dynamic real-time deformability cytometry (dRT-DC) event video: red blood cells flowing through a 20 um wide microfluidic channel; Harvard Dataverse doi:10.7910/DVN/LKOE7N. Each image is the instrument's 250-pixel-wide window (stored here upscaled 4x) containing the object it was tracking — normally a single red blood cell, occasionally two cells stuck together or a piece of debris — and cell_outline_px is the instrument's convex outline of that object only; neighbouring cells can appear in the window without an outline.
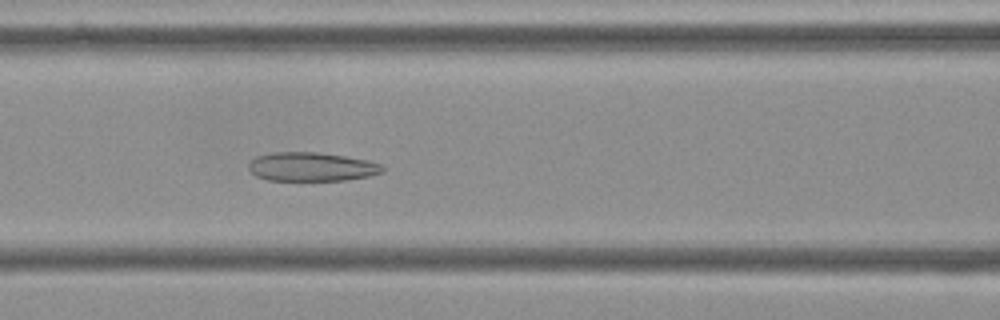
{"species": "Egyptian fruit bat (a non-hibernating species)", "species_latin": "Rousettus aegyptiacus", "temperature_condition": "cold", "stored_images_in_passage": 55, "camera_frame_rate_fps": 3000, "um_per_image_px": 0.085, "frame": {"image": 1, "passage_image": 23, "time_ms": 7.333, "image_size_px": [1000, 320], "cell_outline_px": [[384, 172], [368, 176], [344, 180], [268, 180], [256, 176], [248, 168], [248, 164], [256, 156], [272, 152], [316, 152], [344, 156], [368, 160], [380, 164], [384, 168]], "centroid_in_image_um": [26.47, 14.17], "position_along_channel_um": 140.1, "area_um2": 22.43}}
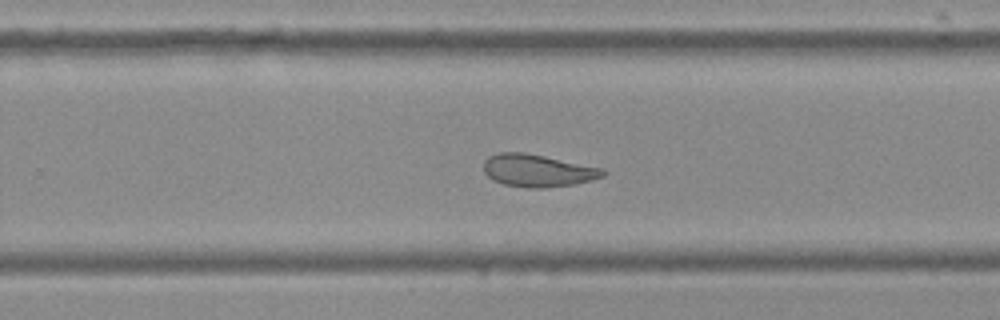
{"frame": {"image": 2, "passage_image": 35, "time_ms": 11.333, "image_size_px": [1000, 320], "cell_outline_px": [[604, 176], [592, 180], [576, 184], [544, 188], [528, 188], [504, 184], [492, 180], [484, 172], [484, 160], [488, 156], [500, 152], [524, 152], [604, 168]], "centroid_in_image_um": [45.69, 14.5], "position_along_channel_um": 284.1, "area_um2": 22.66}}
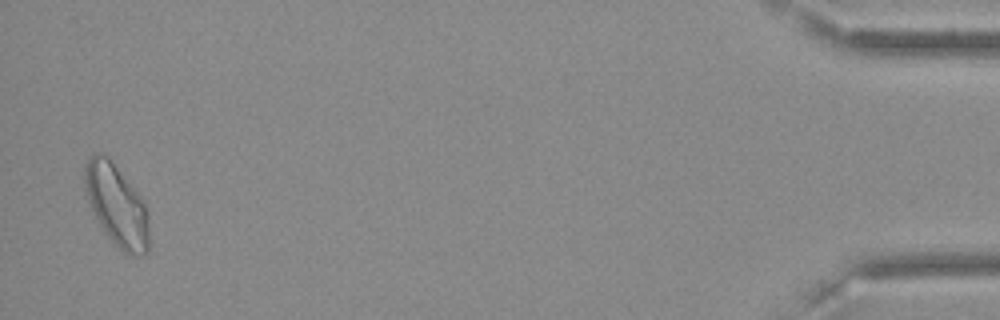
{"frame": {"image": 3, "passage_image": 54, "time_ms": 17.667, "image_size_px": [1000, 320], "cell_outline_px": [[148, 252], [140, 256], [132, 256], [124, 252], [100, 228], [88, 200], [84, 188], [84, 164], [88, 156], [92, 152], [100, 152], [108, 156], [136, 192], [144, 204], [148, 216]], "centroid_in_image_um": [9.87, 17.42], "position_along_channel_um": 425.3, "area_um2": 30.46}, "authors_computed_cell_mechanics": {"area_um2": 24.7962, "velocity_mm_per_s": 3.6043, "shape_relaxation_time_tau1_ms": null, "shape_relaxation_time_tau2_ms": 2.08, "deformation_change_tau1": null, "deformation_change_tau2": 0.0888}}